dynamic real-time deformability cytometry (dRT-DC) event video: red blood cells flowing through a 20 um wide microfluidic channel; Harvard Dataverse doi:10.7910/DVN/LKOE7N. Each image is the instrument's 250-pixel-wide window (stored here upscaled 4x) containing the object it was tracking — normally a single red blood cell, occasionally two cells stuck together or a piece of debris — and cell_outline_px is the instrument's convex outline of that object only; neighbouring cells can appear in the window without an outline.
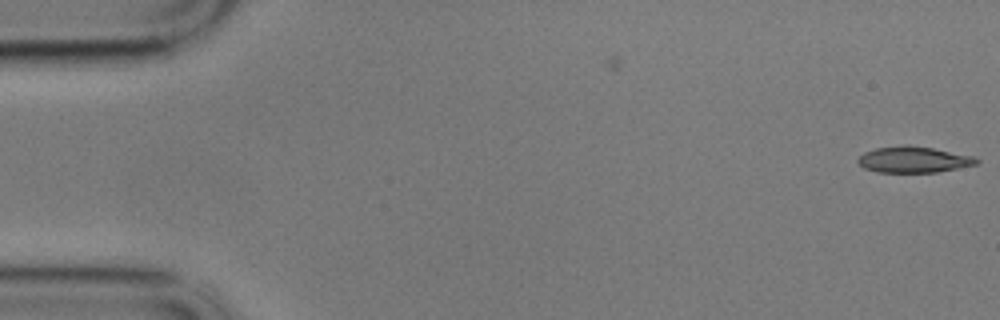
{"species": "common noctule bat (a hibernating species)", "species_latin": "Nyctalus noctula", "temperature_condition": "cold", "stored_images_in_passage": 3, "camera_frame_rate_fps": 3000, "um_per_image_px": 0.085, "animal": {"sex": "male", "body_mass_g": 17.9}, "frame": {"image": 1, "passage_image": 3, "time_ms": 0.667, "image_size_px": [1000, 320], "cell_outline_px": [[980, 160], [976, 164], [936, 172], [876, 172], [864, 168], [856, 160], [864, 152], [876, 148], [904, 144], [908, 144], [932, 148], [976, 156]], "centroid_in_image_um": [77.65, 13.55], "position_along_channel_um": 7.4, "area_um2": 18.09}}